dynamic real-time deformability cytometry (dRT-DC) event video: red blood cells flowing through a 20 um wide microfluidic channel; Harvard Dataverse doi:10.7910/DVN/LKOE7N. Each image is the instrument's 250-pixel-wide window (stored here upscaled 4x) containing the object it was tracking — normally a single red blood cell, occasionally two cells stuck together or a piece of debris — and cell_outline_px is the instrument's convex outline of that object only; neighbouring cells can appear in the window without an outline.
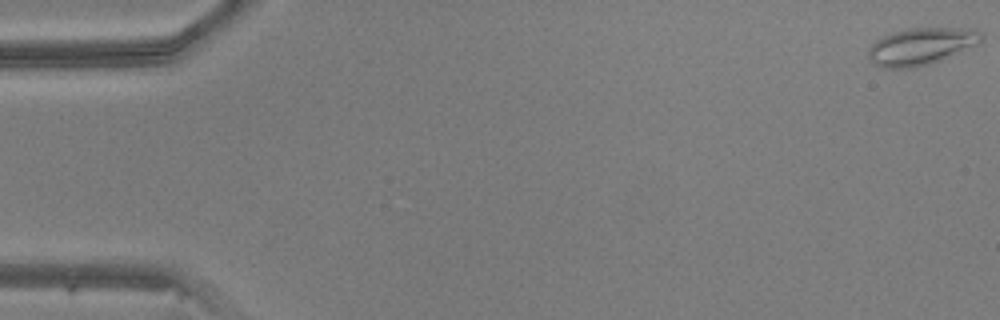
{"species": "common noctule bat (a hibernating species)", "species_latin": "Nyctalus noctula", "temperature_condition": "warm", "stored_images_in_passage": 49, "camera_frame_rate_fps": 3000, "um_per_image_px": 0.085, "animal": {"sex": "male", "body_mass_g": 20.5, "forearm_length_mm": 52.5}, "frame": {"image": 1, "passage_image": 1, "time_ms": 0.0, "image_size_px": [1000, 320], "cell_outline_px": [[984, 40], [976, 44], [940, 60], [916, 68], [884, 68], [876, 64], [868, 56], [868, 48], [876, 40], [884, 36], [908, 28], [972, 28], [984, 32]], "centroid_in_image_um": [78.33, 3.92], "position_along_channel_um": 6.7, "area_um2": 24.22}}
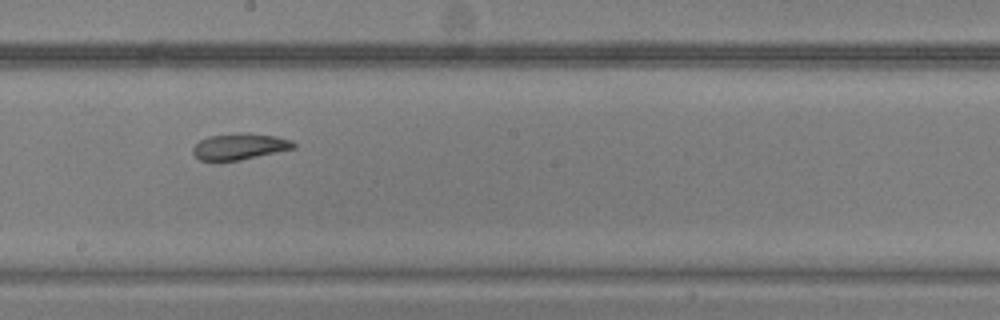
{"frame": {"image": 2, "passage_image": 28, "time_ms": 9.0, "image_size_px": [1000, 320], "cell_outline_px": [[296, 148], [240, 160], [200, 160], [192, 152], [192, 148], [200, 140], [208, 136], [240, 132], [248, 132], [276, 136], [292, 140], [296, 144]], "centroid_in_image_um": [20.4, 12.43], "position_along_channel_um": 227.8, "area_um2": 15.49}}
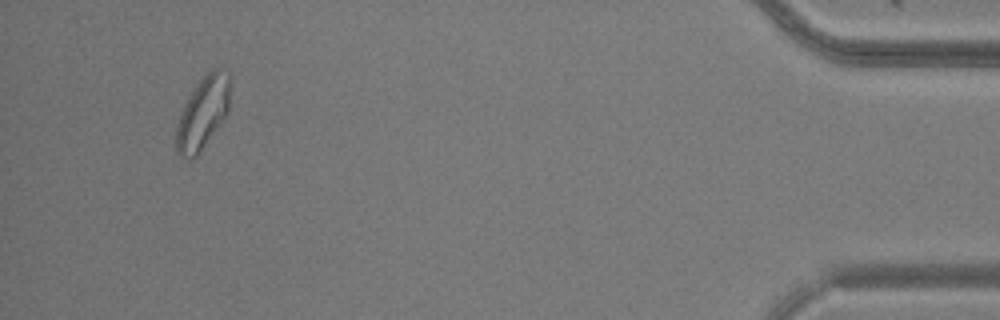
{"frame": {"image": 3, "passage_image": 47, "time_ms": 15.333, "image_size_px": [1000, 320], "cell_outline_px": [[228, 112], [196, 156], [188, 160], [180, 156], [176, 152], [176, 124], [180, 112], [188, 96], [196, 84], [208, 68], [220, 64], [228, 72]], "centroid_in_image_um": [17.21, 9.52], "position_along_channel_um": 418.0, "area_um2": 22.83}}